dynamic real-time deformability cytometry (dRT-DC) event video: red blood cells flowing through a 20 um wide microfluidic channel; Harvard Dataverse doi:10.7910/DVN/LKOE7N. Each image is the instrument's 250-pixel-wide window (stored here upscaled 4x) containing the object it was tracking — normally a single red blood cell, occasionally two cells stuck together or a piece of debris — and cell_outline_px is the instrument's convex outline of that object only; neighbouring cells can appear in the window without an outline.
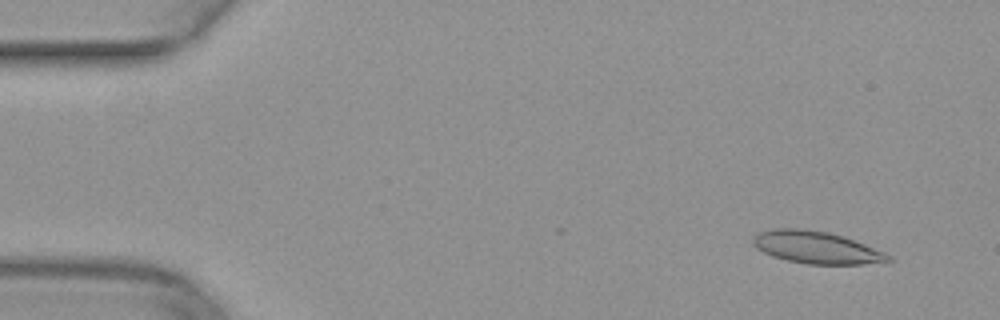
{"species": "common noctule bat (a hibernating species)", "species_latin": "Nyctalus noctula", "temperature_condition": "warm", "stored_images_in_passage": 50, "camera_frame_rate_fps": 3000, "um_per_image_px": 0.085, "animal": {"sex": "female", "body_mass_g": 29.2, "forearm_length_mm": 56.3}, "frame": {"image": 1, "passage_image": 4, "time_ms": 1.0, "image_size_px": [1000, 320], "cell_outline_px": [[892, 260], [860, 264], [808, 264], [788, 260], [772, 256], [756, 248], [752, 244], [752, 236], [760, 232], [776, 228], [804, 228], [828, 232], [864, 244], [884, 252], [892, 256]], "centroid_in_image_um": [69.33, 21.02], "position_along_channel_um": 15.7, "area_um2": 25.14}}
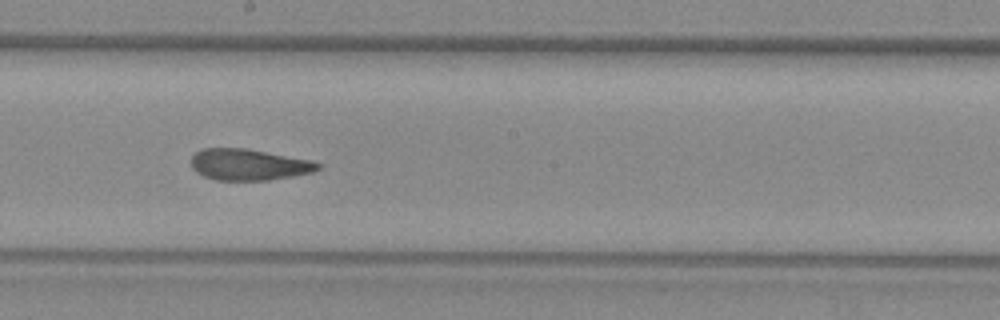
{"frame": {"image": 2, "passage_image": 28, "time_ms": 9.0, "image_size_px": [1000, 320], "cell_outline_px": [[320, 168], [312, 172], [292, 176], [268, 180], [216, 180], [204, 176], [196, 172], [192, 168], [192, 156], [196, 152], [204, 148], [244, 148], [312, 160], [320, 164]], "centroid_in_image_um": [21.13, 13.99], "position_along_channel_um": 227.1, "area_um2": 22.95}}
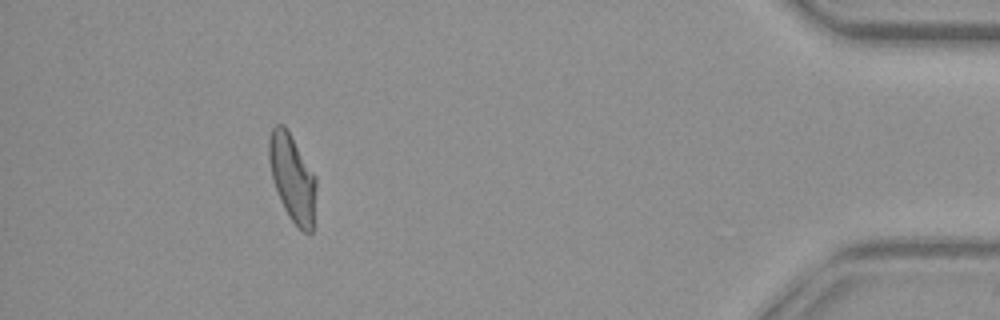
{"frame": {"image": 3, "passage_image": 46, "time_ms": 15.0, "image_size_px": [1000, 320], "cell_outline_px": [[316, 188], [312, 232], [304, 232], [288, 216], [280, 200], [272, 176], [268, 156], [268, 140], [272, 128], [276, 124], [284, 124], [316, 176]], "centroid_in_image_um": [24.85, 15.09], "position_along_channel_um": 410.4, "area_um2": 23.7}}